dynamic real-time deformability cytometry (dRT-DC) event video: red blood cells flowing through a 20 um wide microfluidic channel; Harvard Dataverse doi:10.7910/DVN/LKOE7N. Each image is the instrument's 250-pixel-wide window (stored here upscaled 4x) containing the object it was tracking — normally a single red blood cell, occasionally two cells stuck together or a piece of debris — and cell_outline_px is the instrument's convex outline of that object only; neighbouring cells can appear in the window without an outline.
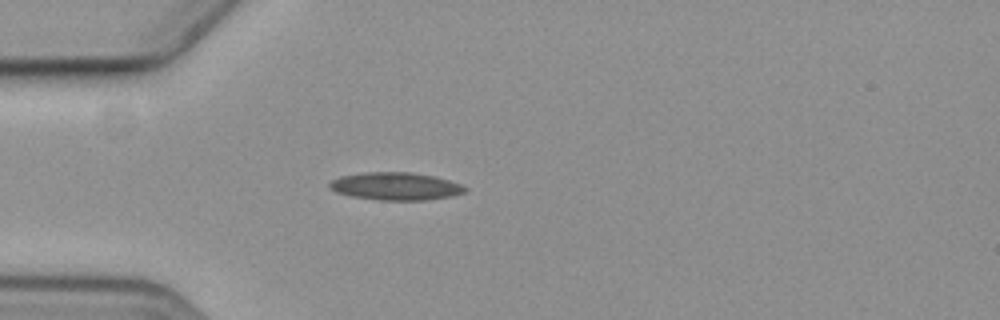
{"species": "common noctule bat (a hibernating species)", "species_latin": "Nyctalus noctula", "temperature_condition": "cold", "stored_images_in_passage": 5, "camera_frame_rate_fps": 3000, "um_per_image_px": 0.085, "animal": {"sex": "female", "body_mass_g": 19.3, "forearm_length_mm": 54.1}, "frame": {"image": 1, "passage_image": 5, "time_ms": 4.667, "image_size_px": [1000, 320], "cell_outline_px": [[468, 188], [464, 192], [452, 196], [428, 200], [380, 200], [352, 196], [336, 192], [328, 188], [328, 184], [332, 180], [340, 176], [364, 172], [412, 172], [432, 176], [448, 180], [460, 184]], "centroid_in_image_um": [33.61, 15.83], "position_along_channel_um": 51.4, "area_um2": 21.85}}